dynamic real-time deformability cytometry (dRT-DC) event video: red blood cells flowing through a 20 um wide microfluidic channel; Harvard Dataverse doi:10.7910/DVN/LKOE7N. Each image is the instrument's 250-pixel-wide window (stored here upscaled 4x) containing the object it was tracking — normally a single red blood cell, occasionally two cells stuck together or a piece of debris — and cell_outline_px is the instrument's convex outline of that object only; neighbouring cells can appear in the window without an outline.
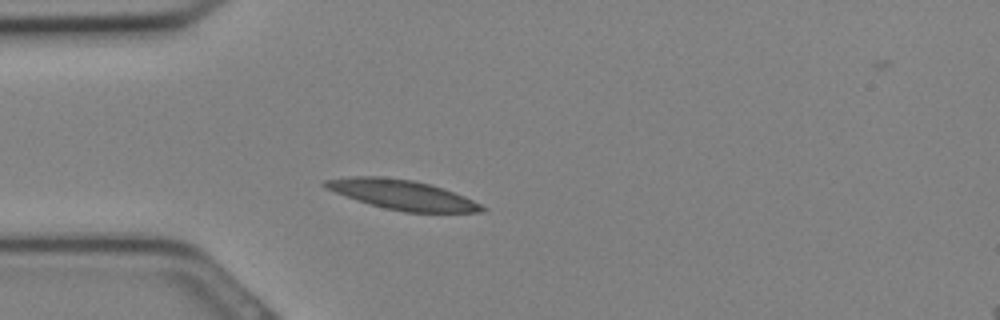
{"species": "Egyptian fruit bat (a non-hibernating species)", "species_latin": "Rousettus aegyptiacus", "temperature_condition": "cold", "stored_images_in_passage": 29, "camera_frame_rate_fps": 3000, "um_per_image_px": 0.085, "animal": {"sex": "female"}, "frame": {"image": 1, "passage_image": 6, "time_ms": 1.667, "image_size_px": [1000, 320], "cell_outline_px": [[488, 208], [484, 212], [404, 212], [384, 208], [324, 188], [320, 184], [324, 180], [352, 176], [380, 176], [412, 180], [432, 184], [464, 196]], "centroid_in_image_um": [34.2, 16.54], "position_along_channel_um": 50.8, "area_um2": 26.88}}
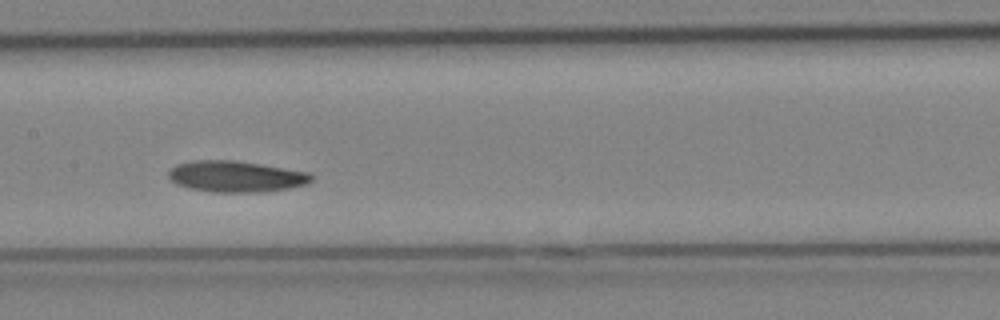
{"frame": {"image": 2, "passage_image": 13, "time_ms": 4.0, "image_size_px": [1000, 320], "cell_outline_px": [[312, 180], [308, 184], [288, 188], [260, 192], [212, 192], [188, 188], [176, 184], [168, 176], [168, 172], [176, 164], [196, 160], [236, 160], [308, 172], [312, 176]], "centroid_in_image_um": [20.03, 15.0], "position_along_channel_um": 187.4, "area_um2": 25.89}}
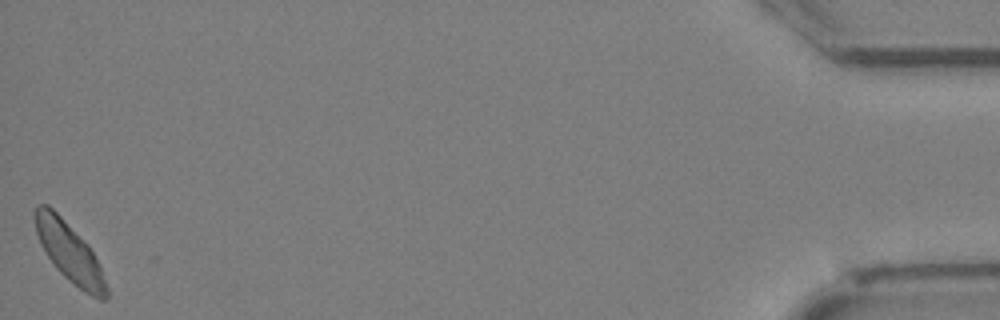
{"frame": {"image": 3, "passage_image": 29, "time_ms": 9.333, "image_size_px": [1000, 320], "cell_outline_px": [[108, 296], [104, 300], [100, 300], [84, 292], [64, 276], [56, 268], [40, 244], [36, 232], [32, 212], [36, 204], [48, 204], [88, 244], [100, 264], [108, 288]], "centroid_in_image_um": [5.89, 21.43], "position_along_channel_um": 429.3, "area_um2": 24.74}}